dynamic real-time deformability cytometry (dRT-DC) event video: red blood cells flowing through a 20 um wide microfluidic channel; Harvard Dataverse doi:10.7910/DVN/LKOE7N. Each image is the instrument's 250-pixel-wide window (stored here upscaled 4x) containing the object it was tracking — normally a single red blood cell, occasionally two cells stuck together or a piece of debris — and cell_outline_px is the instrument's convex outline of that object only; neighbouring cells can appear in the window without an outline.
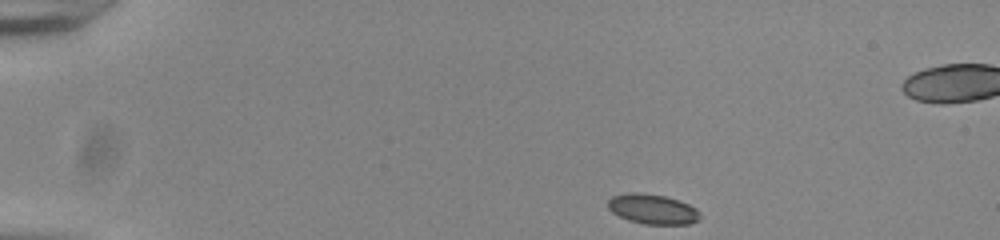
{"species": "common noctule bat (a hibernating species)", "species_latin": "Nyctalus noctula", "temperature_condition": "room temperature", "stored_images_in_passage": 46, "camera_frame_rate_fps": 3000, "um_per_image_px": 0.085, "animal": {"sex": "male", "body_mass_g": 20.0, "forearm_length_mm": 53.3}, "frame": {"image": 1, "passage_image": 1, "time_ms": 0.0, "image_size_px": [1000, 240], "cell_outline_px": [[700, 216], [696, 220], [688, 224], [644, 224], [628, 220], [612, 212], [608, 208], [608, 200], [612, 196], [628, 192], [640, 192], [664, 196], [680, 200], [696, 208], [700, 212]], "centroid_in_image_um": [55.45, 17.76], "position_along_channel_um": 29.5, "area_um2": 16.07}}
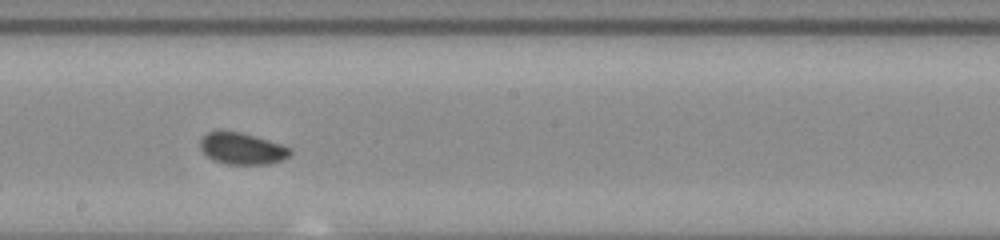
{"frame": {"image": 2, "passage_image": 23, "time_ms": 7.333, "image_size_px": [1000, 240], "cell_outline_px": [[292, 152], [288, 156], [280, 160], [268, 164], [224, 164], [212, 160], [200, 148], [200, 140], [208, 132], [240, 132], [268, 140], [292, 148]], "centroid_in_image_um": [20.58, 12.65], "position_along_channel_um": 227.6, "area_um2": 16.3}}
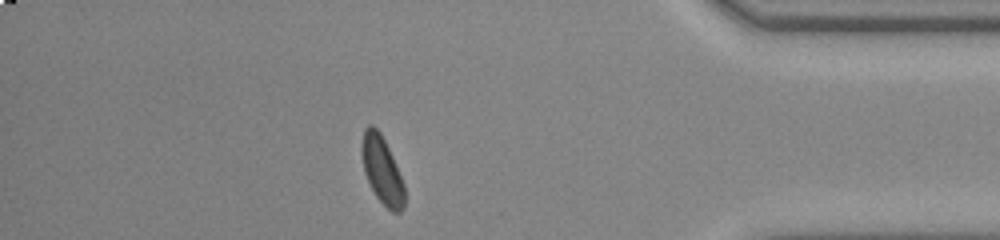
{"frame": {"image": 3, "passage_image": 39, "time_ms": 12.667, "image_size_px": [1000, 240], "cell_outline_px": [[404, 208], [400, 212], [392, 212], [376, 196], [364, 172], [360, 148], [360, 144], [364, 128], [368, 124], [372, 124], [380, 132], [388, 148], [404, 184]], "centroid_in_image_um": [32.44, 14.42], "position_along_channel_um": 402.8, "area_um2": 16.65}}